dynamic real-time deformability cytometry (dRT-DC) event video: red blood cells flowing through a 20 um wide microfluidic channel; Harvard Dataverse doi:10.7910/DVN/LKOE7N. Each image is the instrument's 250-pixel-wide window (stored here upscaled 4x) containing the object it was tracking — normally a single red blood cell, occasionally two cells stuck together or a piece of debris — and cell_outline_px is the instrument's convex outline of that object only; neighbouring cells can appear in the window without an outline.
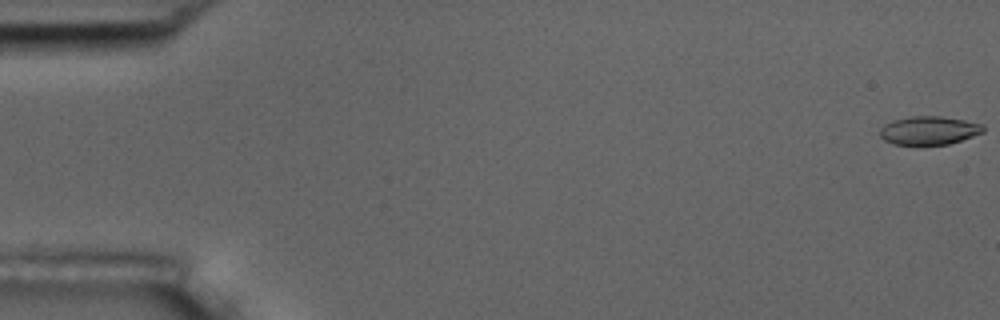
{"species": "common noctule bat (a hibernating species)", "species_latin": "Nyctalus noctula", "temperature_condition": "room temperature", "stored_images_in_passage": 16, "camera_frame_rate_fps": 3000, "um_per_image_px": 0.085, "animal": {"sex": "male", "body_mass_g": 17.5, "forearm_length_mm": 52.3}, "frame": {"image": 1, "passage_image": 1, "time_ms": 0.0, "image_size_px": [1000, 320], "cell_outline_px": [[984, 132], [948, 144], [896, 144], [884, 140], [880, 136], [880, 128], [884, 124], [892, 120], [908, 116], [940, 116], [964, 120], [984, 124]], "centroid_in_image_um": [78.95, 11.07], "position_along_channel_um": 6.0, "area_um2": 17.05}, "authors_computed_cell_mechanics": {"area_um2": 17.9758, "velocity_mm_per_s": 3.6399, "shape_relaxation_time_tau1_ms": null, "shape_relaxation_time_tau2_ms": 1.7697, "deformation_change_tau1": null, "deformation_change_tau2": 0.0729}}